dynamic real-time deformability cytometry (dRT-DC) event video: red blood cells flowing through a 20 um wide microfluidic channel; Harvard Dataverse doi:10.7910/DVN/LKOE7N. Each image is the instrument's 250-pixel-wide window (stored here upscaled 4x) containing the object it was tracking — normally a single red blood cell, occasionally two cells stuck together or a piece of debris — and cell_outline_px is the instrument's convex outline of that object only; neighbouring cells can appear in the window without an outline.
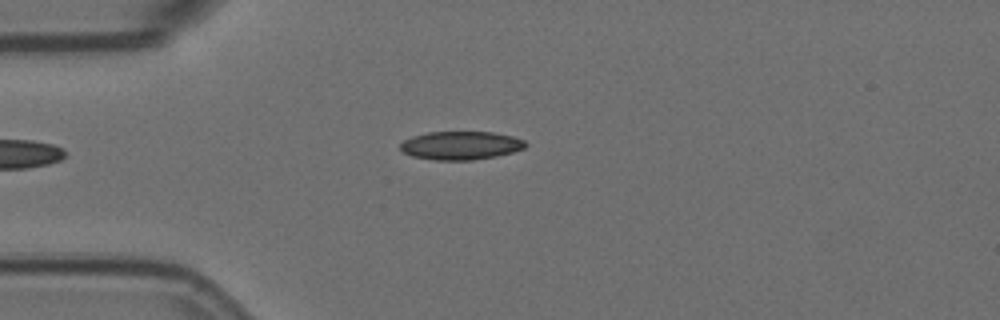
{"species": "Egyptian fruit bat (a non-hibernating species)", "species_latin": "Rousettus aegyptiacus", "temperature_condition": "room temperature", "stored_images_in_passage": 2, "camera_frame_rate_fps": 3000, "um_per_image_px": 0.085, "animal": {"sex": "female"}, "frame": {"image": 1, "passage_image": 2, "time_ms": 0.333, "image_size_px": [1000, 320], "cell_outline_px": [[528, 144], [524, 148], [512, 152], [496, 156], [472, 160], [432, 160], [412, 156], [400, 152], [400, 144], [404, 140], [412, 136], [428, 132], [492, 132], [512, 136], [524, 140]], "centroid_in_image_um": [39.13, 12.37], "position_along_channel_um": 45.9, "area_um2": 20.81}}